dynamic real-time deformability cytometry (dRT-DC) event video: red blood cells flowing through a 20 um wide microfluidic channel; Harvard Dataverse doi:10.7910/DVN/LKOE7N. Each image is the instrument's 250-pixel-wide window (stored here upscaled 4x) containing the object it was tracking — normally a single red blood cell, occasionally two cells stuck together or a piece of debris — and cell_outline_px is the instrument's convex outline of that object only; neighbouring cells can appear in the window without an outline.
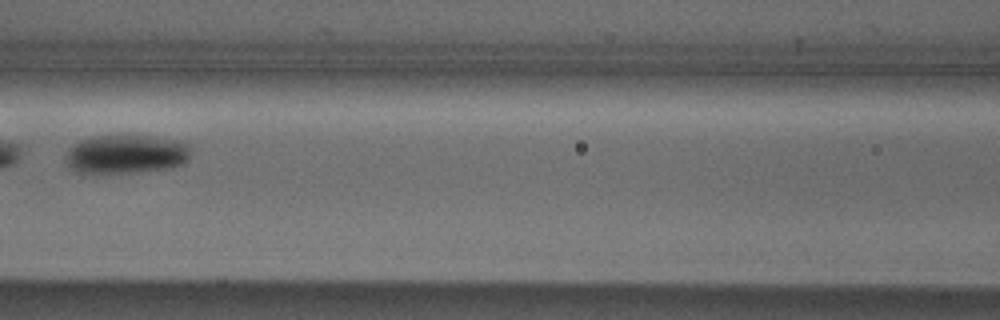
{"species": "Egyptian fruit bat (a non-hibernating species)", "species_latin": "Rousettus aegyptiacus", "temperature_condition": "cold", "stored_images_in_passage": 7, "camera_frame_rate_fps": 3000, "um_per_image_px": 0.085, "animal": {"sex": "male"}, "frame": {"image": 1, "passage_image": 6, "time_ms": 6.0, "image_size_px": [1000, 320], "cell_outline_px": [[188, 160], [184, 164], [172, 168], [136, 172], [76, 172], [64, 160], [68, 148], [72, 144], [80, 140], [92, 136], [124, 132], [156, 136], [176, 140], [188, 144]], "centroid_in_image_um": [10.7, 13.04], "position_along_channel_um": 155.9, "area_um2": 29.19}}
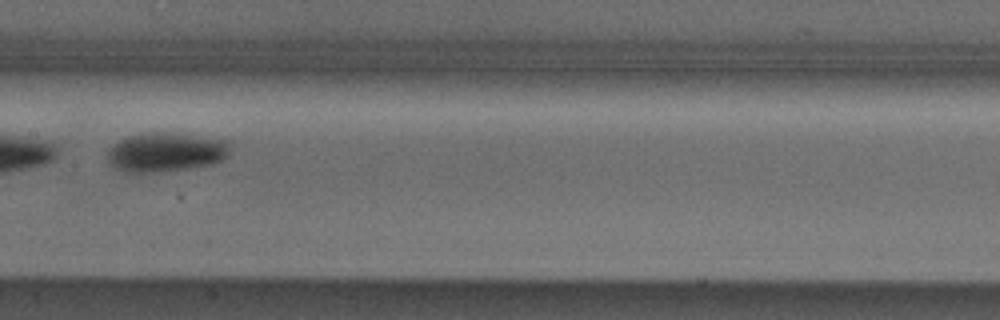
{"frame": {"image": 2, "passage_image": 7, "time_ms": 7.0, "image_size_px": [1000, 320], "cell_outline_px": [[228, 156], [212, 164], [188, 168], [156, 172], [128, 172], [112, 168], [108, 164], [108, 148], [112, 144], [128, 136], [148, 132], [160, 132], [196, 136], [228, 140]], "centroid_in_image_um": [14.02, 12.94], "position_along_channel_um": 193.4, "area_um2": 27.86}}